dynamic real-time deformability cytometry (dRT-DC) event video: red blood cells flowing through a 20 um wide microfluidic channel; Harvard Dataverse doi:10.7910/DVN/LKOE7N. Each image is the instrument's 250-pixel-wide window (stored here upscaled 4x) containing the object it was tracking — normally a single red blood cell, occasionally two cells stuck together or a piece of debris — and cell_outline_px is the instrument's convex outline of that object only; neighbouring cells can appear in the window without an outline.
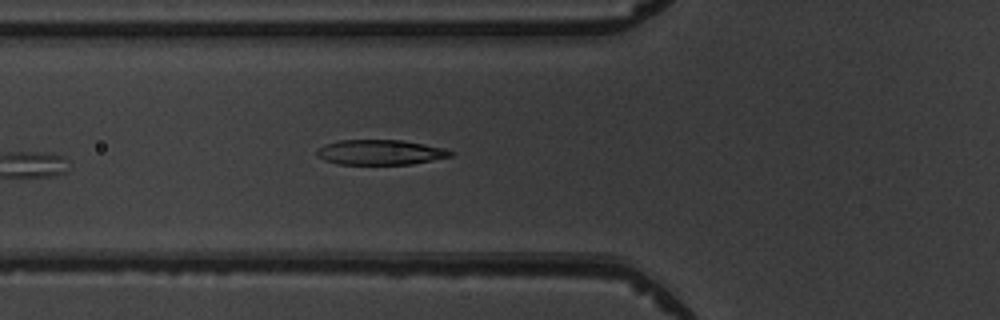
{"species": "common noctule bat (a hibernating species)", "species_latin": "Nyctalus noctula", "temperature_condition": "warm", "stored_images_in_passage": 6, "camera_frame_rate_fps": 3000, "um_per_image_px": 0.085, "animal": {"sex": "male", "body_mass_g": 19.5, "forearm_length_mm": 54.6}, "frame": {"image": 1, "passage_image": 6, "time_ms": 6.667, "image_size_px": [1000, 320], "cell_outline_px": [[456, 152], [452, 156], [412, 164], [336, 164], [324, 160], [316, 156], [316, 152], [324, 144], [340, 140], [400, 140], [444, 148]], "centroid_in_image_um": [32.31, 12.95], "position_along_channel_um": 93.5, "area_um2": 19.48}}